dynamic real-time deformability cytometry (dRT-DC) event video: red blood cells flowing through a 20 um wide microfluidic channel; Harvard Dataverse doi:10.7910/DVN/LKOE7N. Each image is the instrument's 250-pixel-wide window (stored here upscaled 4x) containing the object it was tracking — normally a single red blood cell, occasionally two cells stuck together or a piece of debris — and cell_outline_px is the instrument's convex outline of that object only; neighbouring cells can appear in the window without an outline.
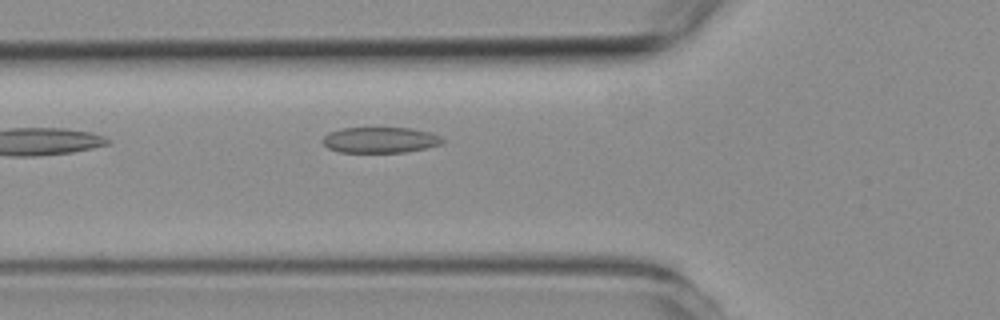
{"species": "common noctule bat (a hibernating species)", "species_latin": "Nyctalus noctula", "temperature_condition": "room temperature", "stored_images_in_passage": 5, "camera_frame_rate_fps": 3000, "um_per_image_px": 0.085, "animal": {"sex": "female", "body_mass_g": 19.3, "forearm_length_mm": 54.1}, "frame": {"image": 1, "passage_image": 5, "time_ms": 5.667, "image_size_px": [1000, 320], "cell_outline_px": [[444, 144], [404, 152], [340, 152], [328, 148], [324, 144], [324, 136], [328, 132], [340, 128], [412, 128], [428, 132], [440, 136], [444, 140]], "centroid_in_image_um": [32.32, 11.89], "position_along_channel_um": 93.5, "area_um2": 17.92}}